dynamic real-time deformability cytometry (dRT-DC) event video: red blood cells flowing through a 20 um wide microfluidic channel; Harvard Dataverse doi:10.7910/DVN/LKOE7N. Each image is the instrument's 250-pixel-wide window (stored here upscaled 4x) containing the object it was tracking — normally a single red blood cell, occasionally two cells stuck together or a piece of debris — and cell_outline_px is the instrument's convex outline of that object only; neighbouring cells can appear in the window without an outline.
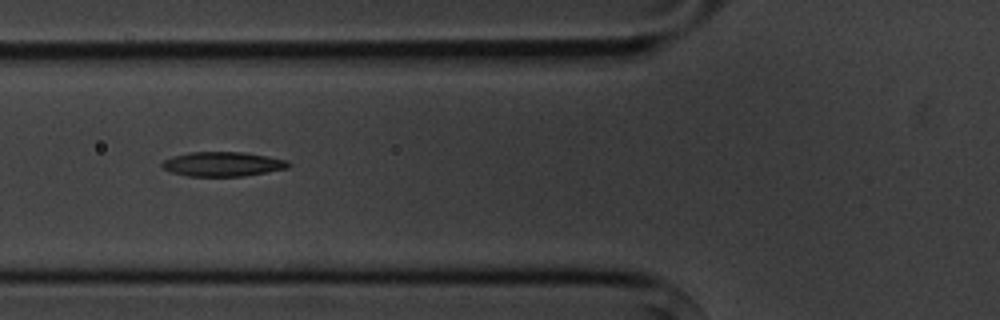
{"species": "common noctule bat (a hibernating species)", "species_latin": "Nyctalus noctula", "temperature_condition": "cold", "stored_images_in_passage": 10, "camera_frame_rate_fps": 3000, "um_per_image_px": 0.085, "animal": {"sex": "male", "body_mass_g": 20.1, "forearm_length_mm": 53.5}, "frame": {"image": 1, "passage_image": 6, "time_ms": 6.0, "image_size_px": [1000, 320], "cell_outline_px": [[292, 164], [288, 168], [244, 176], [188, 176], [172, 172], [164, 168], [160, 164], [164, 160], [172, 156], [188, 152], [244, 152], [268, 156], [288, 160]], "centroid_in_image_um": [18.95, 13.94], "position_along_channel_um": 106.8, "area_um2": 18.09}}
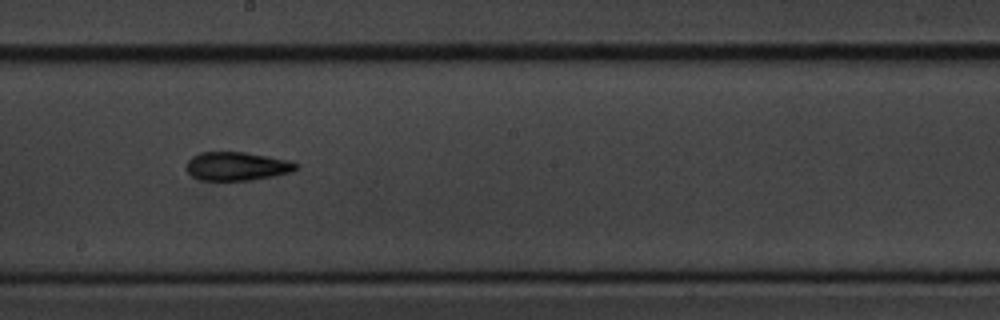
{"frame": {"image": 2, "passage_image": 9, "time_ms": 9.333, "image_size_px": [1000, 320], "cell_outline_px": [[300, 168], [292, 172], [276, 176], [248, 180], [200, 180], [192, 176], [188, 172], [188, 160], [192, 156], [200, 152], [244, 152], [268, 156], [288, 160], [300, 164]], "centroid_in_image_um": [20.2, 14.13], "position_along_channel_um": 228.0, "area_um2": 18.32}}
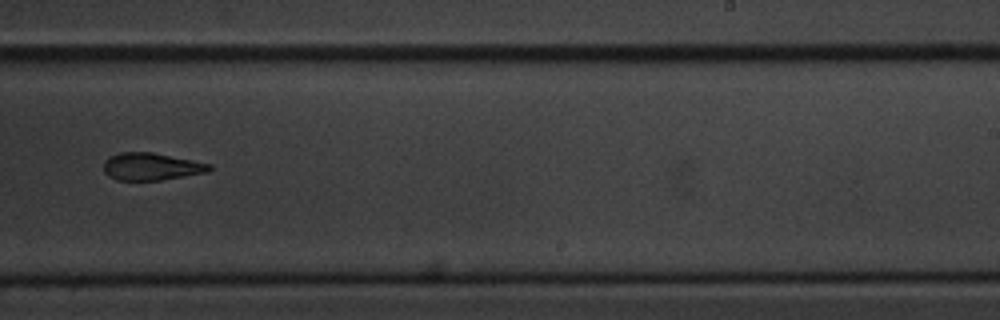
{"frame": {"image": 3, "passage_image": 10, "time_ms": 10.667, "image_size_px": [1000, 320], "cell_outline_px": [[212, 168], [208, 172], [160, 180], [116, 180], [108, 176], [104, 172], [104, 160], [108, 156], [120, 152], [152, 152], [212, 164]], "centroid_in_image_um": [12.83, 14.15], "position_along_channel_um": 276.2, "area_um2": 16.94}}